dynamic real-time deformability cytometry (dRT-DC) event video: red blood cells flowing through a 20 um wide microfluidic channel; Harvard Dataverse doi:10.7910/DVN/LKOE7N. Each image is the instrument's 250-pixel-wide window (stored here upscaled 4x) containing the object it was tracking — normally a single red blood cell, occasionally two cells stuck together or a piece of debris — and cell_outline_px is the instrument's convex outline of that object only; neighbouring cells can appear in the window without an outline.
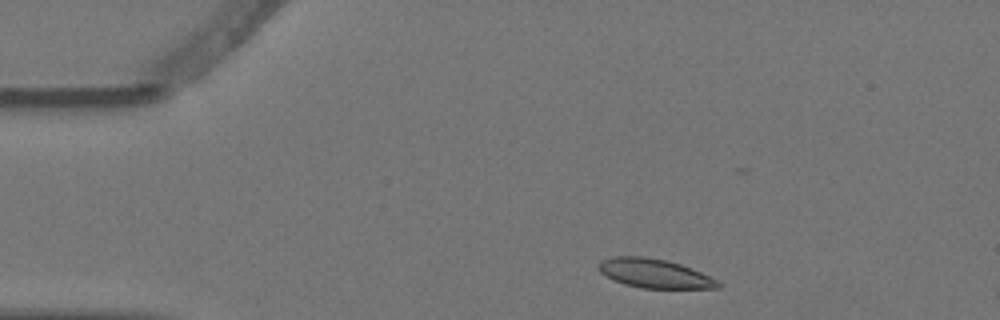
{"species": "Egyptian fruit bat (a non-hibernating species)", "species_latin": "Rousettus aegyptiacus", "temperature_condition": "warm", "stored_images_in_passage": 3, "segment_of_instrument_passage": [1, 2], "camera_frame_rate_fps": 3000, "um_per_image_px": 0.085, "animal": {"sex": "female"}, "frame": {"image": 1, "passage_image": 1, "time_ms": 0.0, "image_size_px": [1000, 320], "cell_outline_px": [[720, 288], [640, 288], [624, 284], [612, 280], [604, 276], [600, 272], [600, 260], [612, 256], [644, 256], [664, 260], [680, 264], [692, 268], [716, 280], [720, 284]], "centroid_in_image_um": [55.58, 23.24], "position_along_channel_um": 29.4, "area_um2": 20.11}}